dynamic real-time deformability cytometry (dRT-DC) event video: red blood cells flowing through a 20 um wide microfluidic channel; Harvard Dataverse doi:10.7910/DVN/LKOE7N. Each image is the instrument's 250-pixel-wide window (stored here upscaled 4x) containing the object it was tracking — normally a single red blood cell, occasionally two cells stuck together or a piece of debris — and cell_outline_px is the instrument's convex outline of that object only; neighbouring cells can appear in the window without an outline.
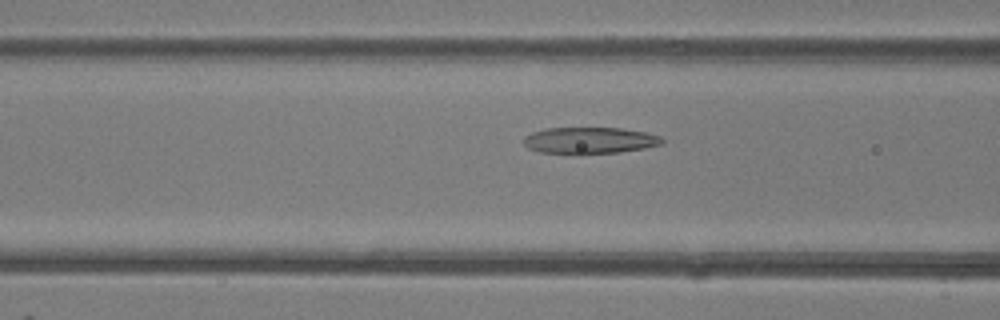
{"species": "common noctule bat (a hibernating species)", "species_latin": "Nyctalus noctula", "temperature_condition": "room temperature", "stored_images_in_passage": 48, "camera_frame_rate_fps": 3000, "um_per_image_px": 0.085, "animal": {"sex": "female"}, "frame": {"image": 1, "passage_image": 19, "time_ms": 6.0, "image_size_px": [1000, 320], "cell_outline_px": [[664, 144], [644, 148], [620, 152], [580, 156], [576, 156], [540, 152], [528, 148], [524, 144], [524, 136], [532, 132], [544, 128], [620, 128], [644, 132], [660, 136], [664, 140]], "centroid_in_image_um": [50.09, 11.97], "position_along_channel_um": 116.5, "area_um2": 22.08}}
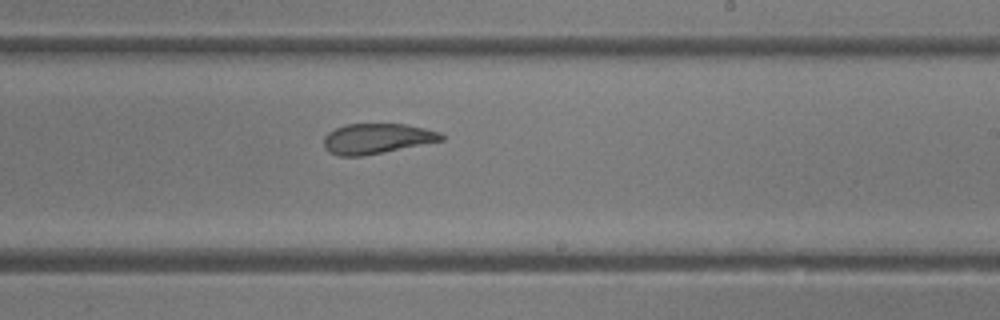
{"frame": {"image": 2, "passage_image": 29, "time_ms": 9.333, "image_size_px": [1000, 320], "cell_outline_px": [[444, 140], [364, 156], [340, 156], [328, 152], [324, 148], [324, 136], [328, 132], [344, 124], [404, 124], [424, 128], [440, 132], [444, 136]], "centroid_in_image_um": [32.0, 11.78], "position_along_channel_um": 257.0, "area_um2": 20.75}}
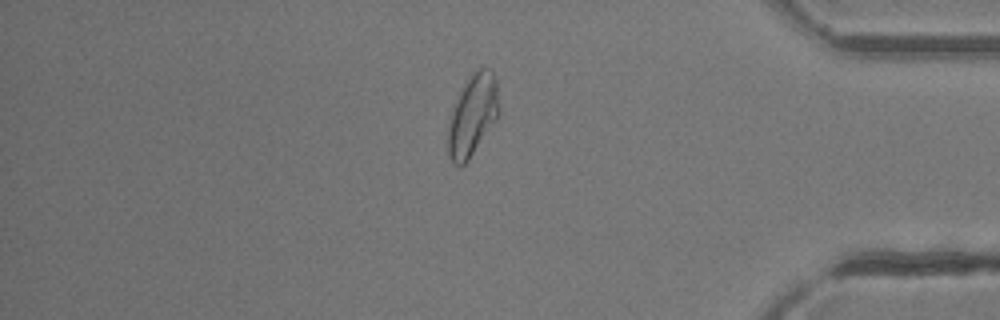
{"frame": {"image": 3, "passage_image": 41, "time_ms": 13.333, "image_size_px": [1000, 320], "cell_outline_px": [[500, 116], [468, 160], [464, 164], [456, 164], [448, 156], [448, 128], [452, 108], [456, 100], [472, 72], [480, 68], [492, 68], [496, 76], [500, 108]], "centroid_in_image_um": [40.22, 9.76], "position_along_channel_um": 395.0, "area_um2": 24.28}, "authors_computed_cell_mechanics": {"area_um2": 23.9003, "velocity_mm_per_s": 4.2222, "shape_relaxation_time_tau1_ms": null, "shape_relaxation_time_tau2_ms": 2.9961, "deformation_change_tau1": null, "deformation_change_tau2": 0.0814}}